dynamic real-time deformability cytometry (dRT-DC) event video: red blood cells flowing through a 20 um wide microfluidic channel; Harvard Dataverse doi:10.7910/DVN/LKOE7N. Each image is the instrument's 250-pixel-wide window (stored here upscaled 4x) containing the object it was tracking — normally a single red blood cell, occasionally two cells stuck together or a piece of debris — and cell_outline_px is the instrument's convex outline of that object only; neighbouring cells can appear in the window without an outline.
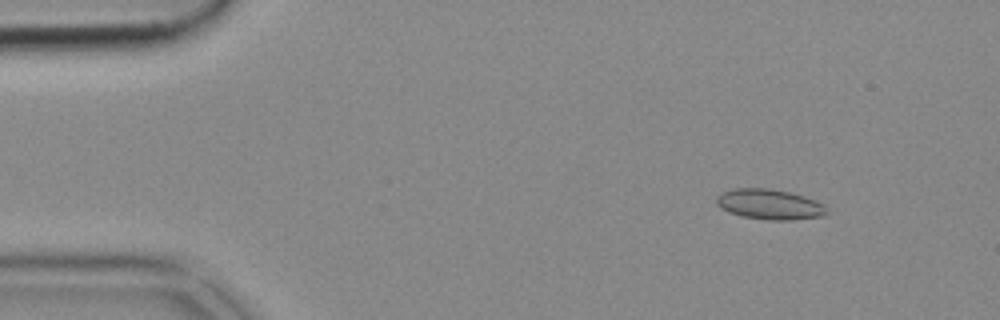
{"species": "common noctule bat (a hibernating species)", "species_latin": "Nyctalus noctula", "temperature_condition": "cold", "stored_images_in_passage": 52, "camera_frame_rate_fps": 3000, "um_per_image_px": 0.085, "animal": {"sex": "female", "body_mass_g": 18.4}, "frame": {"image": 1, "passage_image": 6, "time_ms": 1.667, "image_size_px": [1000, 320], "cell_outline_px": [[828, 212], [820, 216], [792, 220], [768, 220], [744, 216], [728, 212], [720, 208], [716, 204], [716, 196], [720, 192], [732, 188], [768, 188], [788, 192], [804, 196], [816, 200], [824, 204]], "centroid_in_image_um": [65.37, 17.36], "position_along_channel_um": 19.6, "area_um2": 19.54}}
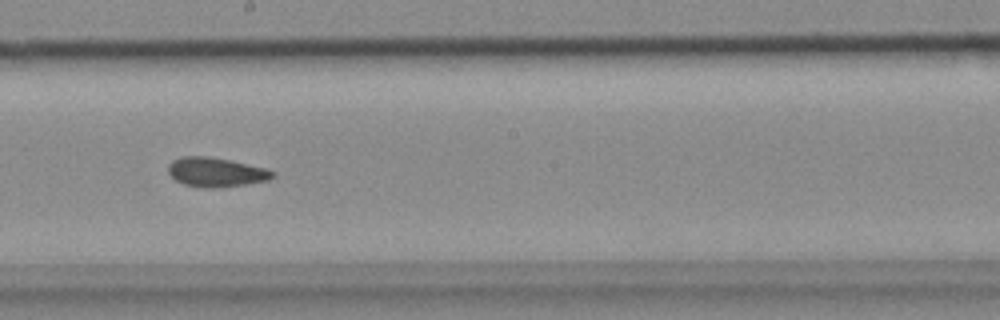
{"frame": {"image": 2, "passage_image": 29, "time_ms": 9.333, "image_size_px": [1000, 320], "cell_outline_px": [[276, 176], [268, 180], [244, 184], [216, 188], [204, 188], [184, 184], [176, 180], [168, 172], [168, 164], [172, 160], [180, 156], [208, 156], [232, 160], [264, 168], [276, 172]], "centroid_in_image_um": [18.35, 14.62], "position_along_channel_um": 229.9, "area_um2": 17.92}}
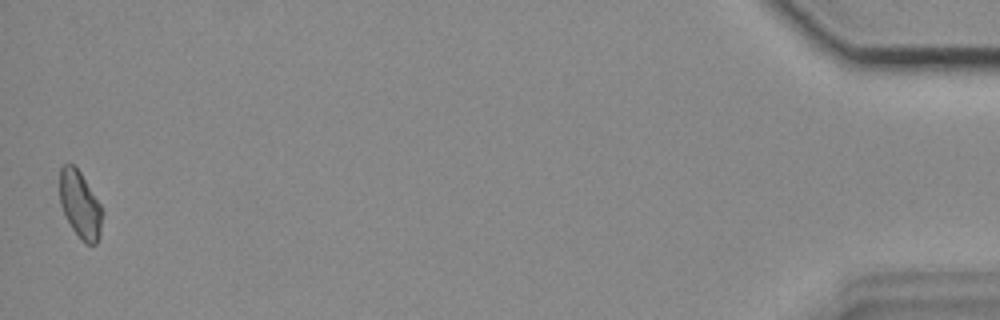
{"frame": {"image": 3, "passage_image": 52, "time_ms": 17.0, "image_size_px": [1000, 320], "cell_outline_px": [[104, 212], [100, 236], [96, 244], [84, 244], [72, 228], [60, 204], [60, 168], [64, 164], [72, 164], [80, 172], [100, 204]], "centroid_in_image_um": [6.83, 17.44], "position_along_channel_um": 428.4, "area_um2": 16.59}}